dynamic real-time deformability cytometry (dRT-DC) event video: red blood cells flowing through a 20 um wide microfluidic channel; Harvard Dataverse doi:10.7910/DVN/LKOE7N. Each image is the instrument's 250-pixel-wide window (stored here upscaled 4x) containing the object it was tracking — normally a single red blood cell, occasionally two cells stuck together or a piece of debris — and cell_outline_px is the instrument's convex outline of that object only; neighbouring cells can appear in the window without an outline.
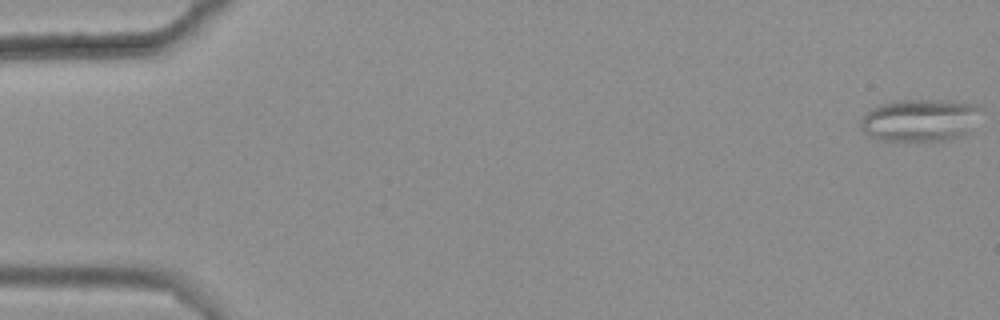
{"species": "common noctule bat (a hibernating species)", "species_latin": "Nyctalus noctula", "temperature_condition": "warm", "stored_images_in_passage": 50, "camera_frame_rate_fps": 3000, "um_per_image_px": 0.085, "animal": {"sex": "female", "body_mass_g": 25.1}, "frame": {"image": 1, "passage_image": 1, "time_ms": 0.0, "image_size_px": [1000, 320], "cell_outline_px": [[980, 108], [968, 132], [964, 136], [952, 140], [880, 140], [864, 132], [860, 128], [860, 120], [864, 112], [868, 108], [892, 100], [940, 100], [976, 104]], "centroid_in_image_um": [78.11, 10.2], "position_along_channel_um": 6.9, "area_um2": 29.71}}
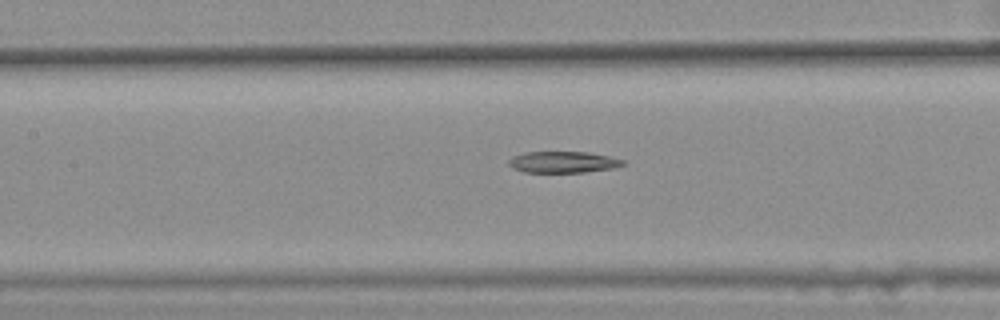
{"frame": {"image": 2, "passage_image": 26, "time_ms": 8.333, "image_size_px": [1000, 320], "cell_outline_px": [[628, 164], [612, 168], [584, 172], [524, 172], [512, 168], [508, 164], [508, 160], [512, 156], [524, 152], [588, 152], [608, 156], [624, 160]], "centroid_in_image_um": [47.85, 13.77], "position_along_channel_um": 159.6, "area_um2": 14.28}}
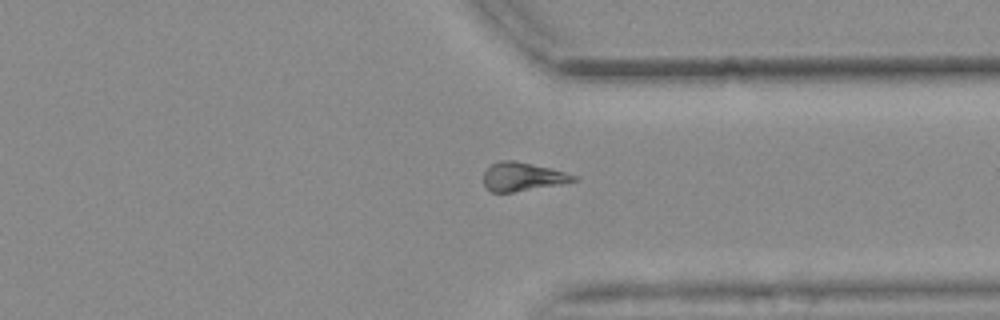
{"frame": {"image": 3, "passage_image": 43, "time_ms": 14.0, "image_size_px": [1000, 320], "cell_outline_px": [[580, 176], [576, 180], [560, 184], [512, 192], [492, 192], [484, 184], [484, 172], [492, 164], [500, 160], [512, 160], [532, 164]], "centroid_in_image_um": [44.41, 15.02], "position_along_channel_um": 367.0, "area_um2": 14.68}}